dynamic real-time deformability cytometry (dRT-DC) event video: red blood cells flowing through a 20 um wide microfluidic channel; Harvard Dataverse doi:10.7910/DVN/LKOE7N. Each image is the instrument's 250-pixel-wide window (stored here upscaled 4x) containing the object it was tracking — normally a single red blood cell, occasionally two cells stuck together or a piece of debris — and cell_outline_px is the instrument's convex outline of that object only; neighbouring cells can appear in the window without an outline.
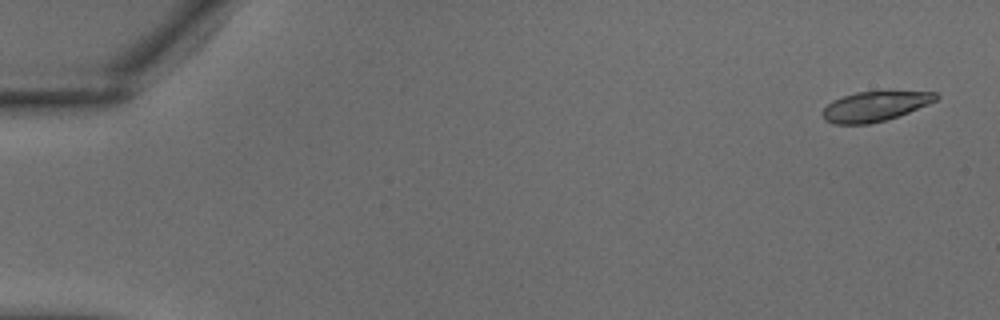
{"species": "common noctule bat (a hibernating species)", "species_latin": "Nyctalus noctula", "temperature_condition": "warm", "stored_images_in_passage": 30, "camera_frame_rate_fps": 3000, "um_per_image_px": 0.085, "animal": {"sex": "male", "body_mass_g": 18.8}, "frame": {"image": 1, "passage_image": 1, "time_ms": 0.0, "image_size_px": [1000, 320], "cell_outline_px": [[940, 96], [936, 100], [928, 104], [908, 112], [884, 120], [868, 124], [832, 124], [824, 120], [820, 112], [832, 100], [856, 92], [936, 92]], "centroid_in_image_um": [74.3, 9.05], "position_along_channel_um": 10.7, "area_um2": 19.48}}
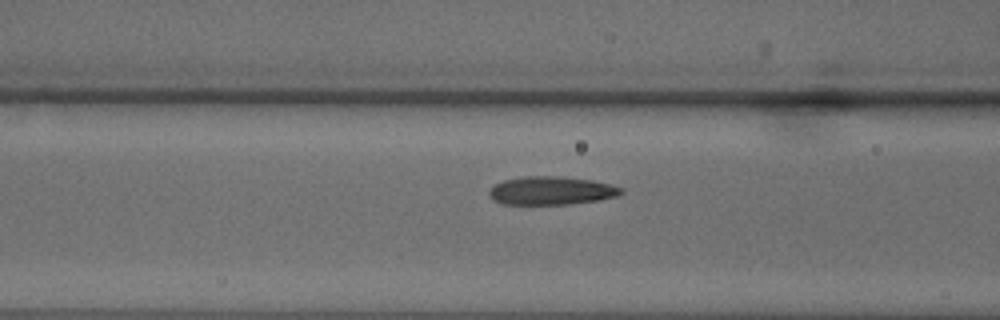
{"frame": {"image": 2, "passage_image": 15, "time_ms": 4.667, "image_size_px": [1000, 320], "cell_outline_px": [[624, 192], [620, 196], [600, 200], [572, 204], [500, 204], [492, 200], [488, 196], [488, 192], [496, 184], [504, 180], [520, 176], [564, 176], [592, 180], [612, 184], [624, 188]], "centroid_in_image_um": [46.9, 16.2], "position_along_channel_um": 119.7, "area_um2": 22.25}}
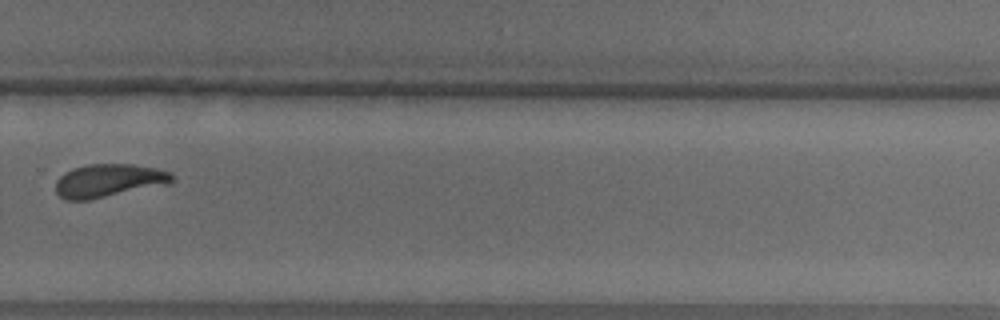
{"frame": {"image": 3, "passage_image": 26, "time_ms": 8.333, "image_size_px": [1000, 320], "cell_outline_px": [[176, 180], [172, 184], [88, 200], [64, 200], [56, 192], [56, 180], [64, 172], [72, 168], [88, 164], [136, 164], [156, 168], [172, 172]], "centroid_in_image_um": [9.3, 15.35], "position_along_channel_um": 320.5, "area_um2": 23.0}}